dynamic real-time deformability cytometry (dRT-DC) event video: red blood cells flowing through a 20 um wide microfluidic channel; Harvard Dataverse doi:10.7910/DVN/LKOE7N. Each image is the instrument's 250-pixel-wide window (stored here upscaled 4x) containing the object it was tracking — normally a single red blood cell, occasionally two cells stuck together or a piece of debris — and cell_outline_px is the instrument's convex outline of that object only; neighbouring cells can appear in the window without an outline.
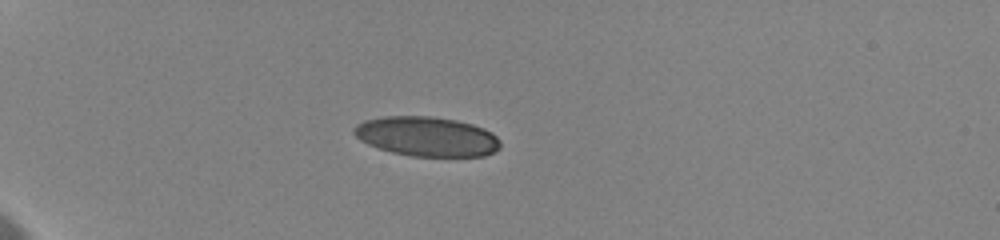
{"species": "human", "species_latin": "Homo sapiens", "temperature_condition": "cold", "stored_images_in_passage": 35, "camera_frame_rate_fps": 3000, "um_per_image_px": 0.085, "donor": {"sex": "female"}, "frame": {"image": 1, "passage_image": 1, "time_ms": 0.0, "image_size_px": [1000, 240], "cell_outline_px": [[500, 148], [484, 156], [412, 156], [392, 152], [368, 144], [360, 140], [352, 132], [352, 128], [356, 124], [364, 120], [384, 116], [428, 116], [456, 120], [472, 124], [484, 128], [492, 132], [500, 140]], "centroid_in_image_um": [36.26, 11.59], "position_along_channel_um": 48.7, "area_um2": 33.81}}
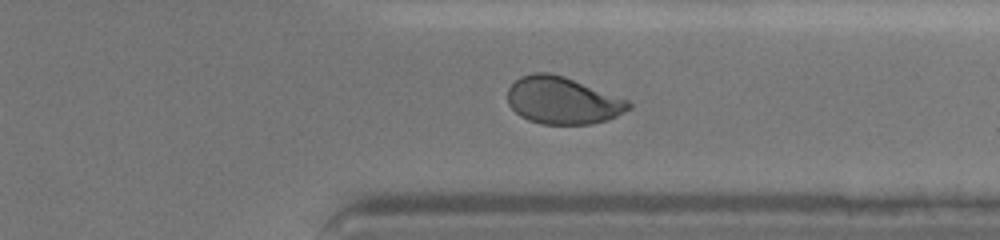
{"frame": {"image": 2, "passage_image": 27, "time_ms": 10.0, "image_size_px": [1000, 240], "cell_outline_px": [[632, 108], [608, 120], [592, 124], [540, 124], [528, 120], [520, 116], [508, 104], [508, 88], [520, 76], [532, 72], [552, 72], [564, 76], [628, 100], [632, 104]], "centroid_in_image_um": [47.81, 8.54], "position_along_channel_um": 363.6, "area_um2": 33.41}}
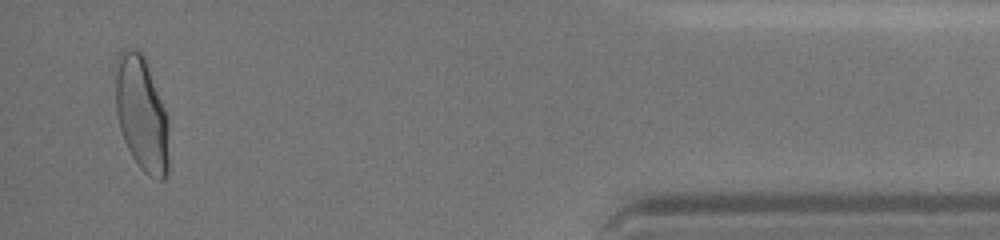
{"frame": {"image": 3, "passage_image": 34, "time_ms": 13.0, "image_size_px": [1000, 240], "cell_outline_px": [[168, 172], [164, 180], [160, 180], [144, 172], [140, 168], [132, 156], [124, 140], [120, 128], [116, 112], [112, 64], [120, 48], [132, 48], [140, 52], [144, 56], [168, 116]], "centroid_in_image_um": [11.99, 9.59], "position_along_channel_um": 423.2, "area_um2": 36.59}, "authors_computed_cell_mechanics": {"area_um2": 34.1598, "velocity_mm_per_s": 3.59, "shape_relaxation_time_tau1_ms": 5.3198, "shape_relaxation_time_tau2_ms": null, "deformation_change_tau1": 0.145, "deformation_change_tau2": null}}